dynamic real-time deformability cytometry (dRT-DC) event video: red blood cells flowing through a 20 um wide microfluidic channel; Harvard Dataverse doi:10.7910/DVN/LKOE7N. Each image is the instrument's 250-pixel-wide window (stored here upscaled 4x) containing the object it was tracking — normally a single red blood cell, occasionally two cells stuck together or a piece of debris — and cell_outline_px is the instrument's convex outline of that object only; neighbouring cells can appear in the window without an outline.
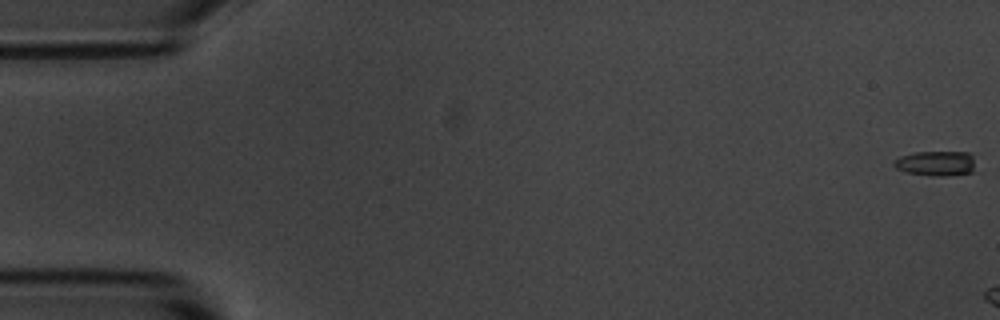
{"species": "common noctule bat (a hibernating species)", "species_latin": "Nyctalus noctula", "temperature_condition": "room temperature", "stored_images_in_passage": 12, "camera_frame_rate_fps": 3000, "um_per_image_px": 0.085, "animal": {"sex": "male", "body_mass_g": 20.1, "forearm_length_mm": 53.5}, "frame": {"image": 1, "passage_image": 1, "time_ms": 0.0, "image_size_px": [1000, 320], "cell_outline_px": [[972, 172], [944, 176], [932, 176], [904, 172], [896, 168], [892, 164], [900, 156], [916, 152], [968, 152], [972, 156]], "centroid_in_image_um": [79.5, 13.89], "position_along_channel_um": 5.5, "area_um2": 11.68}}